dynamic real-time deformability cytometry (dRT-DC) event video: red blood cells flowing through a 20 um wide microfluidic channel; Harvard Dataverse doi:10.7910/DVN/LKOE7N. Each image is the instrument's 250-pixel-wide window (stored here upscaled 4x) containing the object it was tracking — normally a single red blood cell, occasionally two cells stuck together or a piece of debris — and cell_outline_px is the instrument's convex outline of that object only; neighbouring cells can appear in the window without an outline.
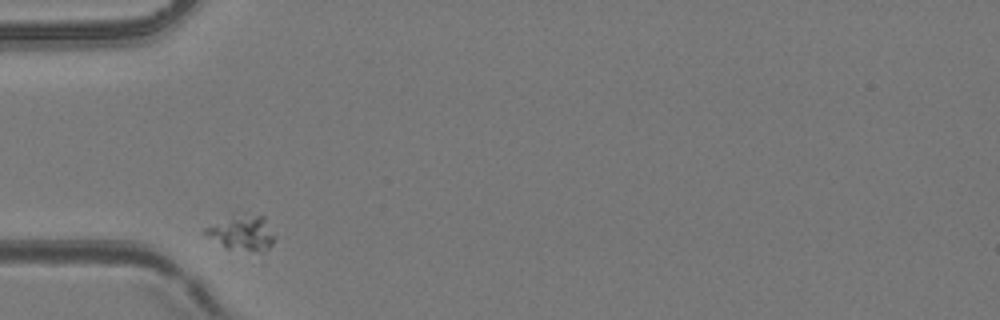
{"species": "common noctule bat (a hibernating species)", "species_latin": "Nyctalus noctula", "temperature_condition": "room temperature", "stored_images_in_passage": 31, "camera_frame_rate_fps": 3000, "um_per_image_px": 0.085, "animal": {"sex": "female", "body_mass_g": 24.6, "forearm_length_mm": 56.2}, "frame": {"image": 1, "passage_image": 2, "time_ms": 0.333, "image_size_px": [1000, 320], "cell_outline_px": [[272, 244], [264, 264], [228, 248], [204, 236], [200, 232], [204, 228], [232, 212], [244, 212], [264, 216], [272, 236]], "centroid_in_image_um": [20.6, 19.94], "position_along_channel_um": 64.4, "area_um2": 16.47}}
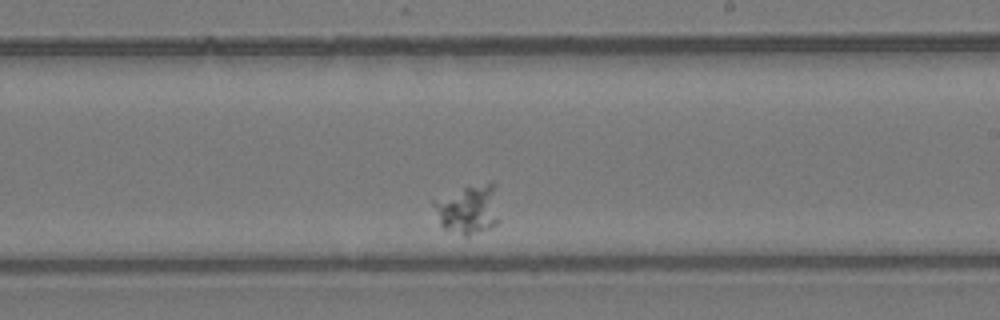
{"frame": {"image": 2, "passage_image": 19, "time_ms": 6.0, "image_size_px": [1000, 320], "cell_outline_px": [[500, 220], [496, 224], [488, 228], [468, 236], [464, 236], [444, 228], [440, 224], [432, 204], [432, 200], [464, 188], [492, 180], [496, 184]], "centroid_in_image_um": [39.86, 17.77], "position_along_channel_um": 249.1, "area_um2": 19.07}}
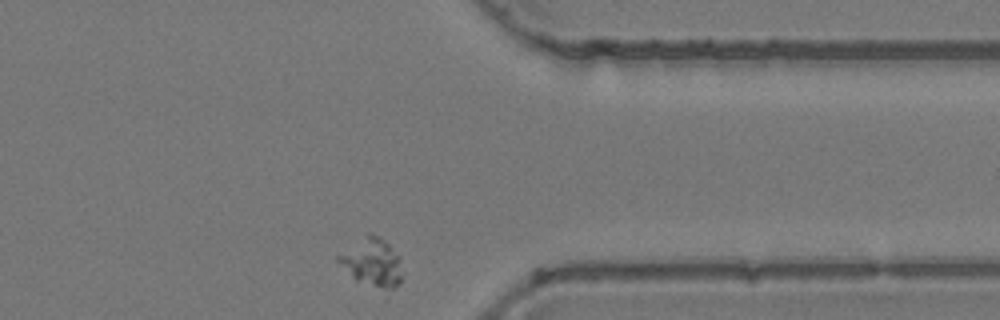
{"frame": {"image": 3, "passage_image": 31, "time_ms": 10.0, "image_size_px": [1000, 320], "cell_outline_px": [[400, 284], [392, 288], [384, 288], [356, 280], [336, 260], [336, 256], [368, 232], [372, 232], [380, 236], [400, 256]], "centroid_in_image_um": [31.62, 22.24], "position_along_channel_um": 379.8, "area_um2": 17.46}}